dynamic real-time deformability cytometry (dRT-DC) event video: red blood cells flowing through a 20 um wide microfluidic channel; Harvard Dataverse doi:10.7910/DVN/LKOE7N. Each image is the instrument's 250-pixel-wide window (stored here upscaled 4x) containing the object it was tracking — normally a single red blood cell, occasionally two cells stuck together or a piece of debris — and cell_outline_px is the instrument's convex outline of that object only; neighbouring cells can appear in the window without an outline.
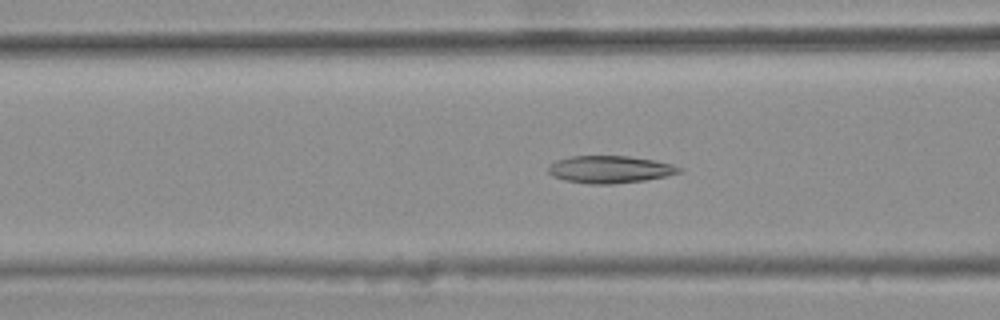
{"species": "common noctule bat (a hibernating species)", "species_latin": "Nyctalus noctula", "temperature_condition": "warm", "stored_images_in_passage": 46, "camera_frame_rate_fps": 3000, "um_per_image_px": 0.085, "animal": {"sex": "female", "body_mass_g": 25.1}, "frame": {"image": 1, "passage_image": 21, "time_ms": 6.667, "image_size_px": [1000, 320], "cell_outline_px": [[684, 168], [680, 172], [664, 176], [644, 180], [612, 184], [588, 184], [564, 180], [552, 176], [548, 172], [548, 164], [556, 160], [572, 156], [628, 156], [652, 160], [672, 164]], "centroid_in_image_um": [51.79, 14.4], "position_along_channel_um": 114.8, "area_um2": 20.81}}
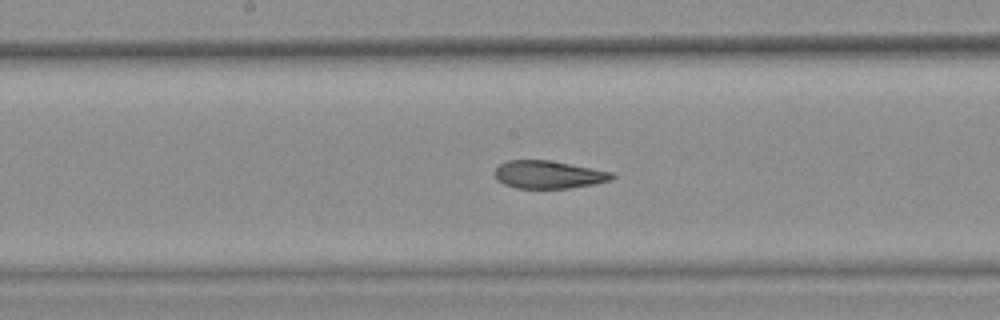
{"frame": {"image": 2, "passage_image": 28, "time_ms": 9.0, "image_size_px": [1000, 320], "cell_outline_px": [[616, 176], [612, 180], [592, 184], [568, 188], [516, 188], [504, 184], [496, 180], [496, 168], [500, 164], [508, 160], [548, 160], [592, 168], [612, 172]], "centroid_in_image_um": [46.62, 14.84], "position_along_channel_um": 201.6, "area_um2": 18.84}}
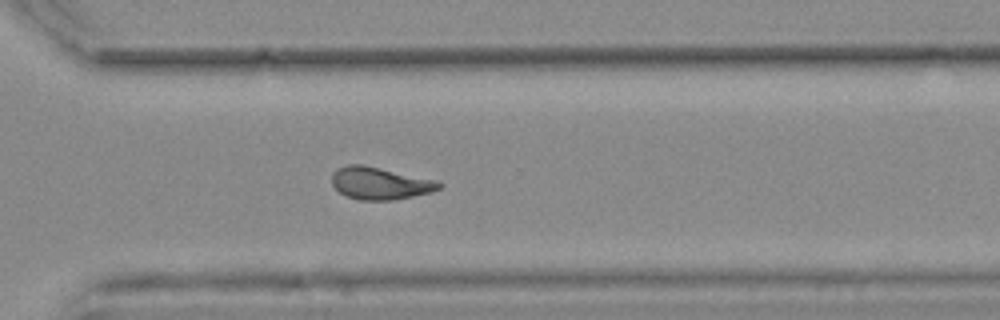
{"frame": {"image": 3, "passage_image": 39, "time_ms": 12.667, "image_size_px": [1000, 320], "cell_outline_px": [[444, 184], [440, 188], [432, 192], [392, 200], [360, 200], [348, 196], [340, 192], [332, 184], [332, 172], [336, 168], [348, 164], [364, 164], [432, 180]], "centroid_in_image_um": [32.25, 15.57], "position_along_channel_um": 338.4, "area_um2": 19.94}, "authors_computed_cell_mechanics": {"area_um2": 20.2878, "velocity_mm_per_s": 3.7282, "shape_relaxation_time_tau1_ms": null, "shape_relaxation_time_tau2_ms": 3.0098, "deformation_change_tau1": null, "deformation_change_tau2": 0.0958}}